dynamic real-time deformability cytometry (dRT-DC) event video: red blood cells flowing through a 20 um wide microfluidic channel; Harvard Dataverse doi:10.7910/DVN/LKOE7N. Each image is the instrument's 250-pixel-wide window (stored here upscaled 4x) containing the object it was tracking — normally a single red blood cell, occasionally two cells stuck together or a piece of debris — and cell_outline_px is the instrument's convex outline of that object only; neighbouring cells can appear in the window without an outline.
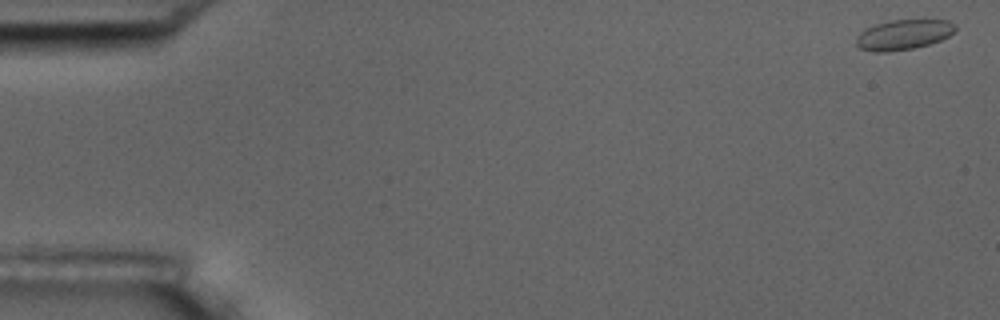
{"species": "common noctule bat (a hibernating species)", "species_latin": "Nyctalus noctula", "temperature_condition": "room temperature", "stored_images_in_passage": 5, "camera_frame_rate_fps": 3000, "um_per_image_px": 0.085, "animal": {"sex": "male", "body_mass_g": 17.5, "forearm_length_mm": 52.3}, "frame": {"image": 1, "passage_image": 1, "time_ms": 0.0, "image_size_px": [1000, 320], "cell_outline_px": [[956, 28], [948, 36], [940, 40], [928, 44], [912, 48], [888, 52], [872, 52], [860, 48], [856, 44], [856, 36], [860, 32], [876, 24], [892, 20], [948, 20], [956, 24]], "centroid_in_image_um": [76.78, 2.95], "position_along_channel_um": 8.2, "area_um2": 17.22}}
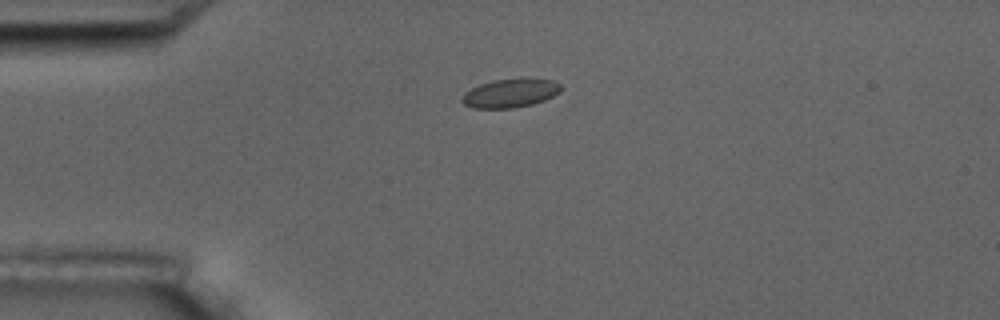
{"frame": {"image": 2, "passage_image": 4, "time_ms": 4.333, "image_size_px": [1000, 320], "cell_outline_px": [[564, 88], [560, 92], [544, 100], [532, 104], [512, 108], [472, 108], [464, 104], [460, 100], [464, 92], [480, 84], [492, 80], [552, 80], [560, 84]], "centroid_in_image_um": [43.34, 7.94], "position_along_channel_um": 41.7, "area_um2": 16.18}}